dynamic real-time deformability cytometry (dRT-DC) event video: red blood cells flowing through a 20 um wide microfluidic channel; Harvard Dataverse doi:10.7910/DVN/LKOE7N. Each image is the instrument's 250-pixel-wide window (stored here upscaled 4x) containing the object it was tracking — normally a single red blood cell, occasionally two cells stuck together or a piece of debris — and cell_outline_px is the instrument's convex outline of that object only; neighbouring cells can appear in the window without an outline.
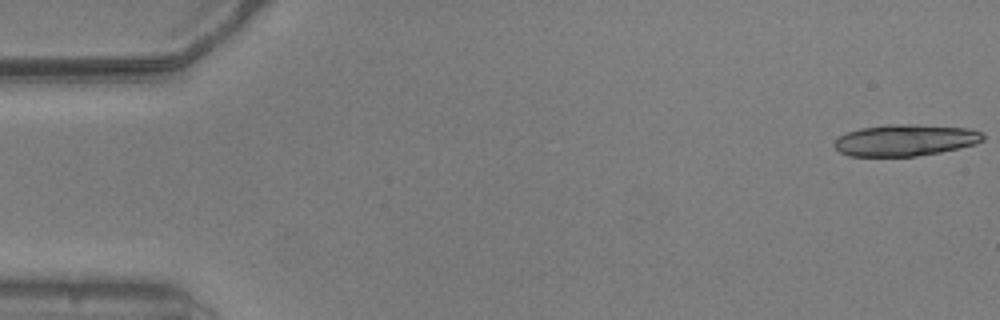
{"species": "common noctule bat (a hibernating species)", "species_latin": "Nyctalus noctula", "temperature_condition": "warm", "stored_images_in_passage": 7, "camera_frame_rate_fps": 3000, "um_per_image_px": 0.085, "animal": {"sex": "male", "body_mass_g": 20.5, "forearm_length_mm": 52.5}, "frame": {"image": 1, "passage_image": 1, "time_ms": 0.0, "image_size_px": [1000, 320], "cell_outline_px": [[984, 140], [976, 144], [940, 152], [916, 156], [848, 156], [840, 152], [832, 144], [840, 136], [848, 132], [860, 128], [888, 124], [912, 124], [968, 128], [984, 132]], "centroid_in_image_um": [76.97, 11.91], "position_along_channel_um": 8.0, "area_um2": 27.4}}